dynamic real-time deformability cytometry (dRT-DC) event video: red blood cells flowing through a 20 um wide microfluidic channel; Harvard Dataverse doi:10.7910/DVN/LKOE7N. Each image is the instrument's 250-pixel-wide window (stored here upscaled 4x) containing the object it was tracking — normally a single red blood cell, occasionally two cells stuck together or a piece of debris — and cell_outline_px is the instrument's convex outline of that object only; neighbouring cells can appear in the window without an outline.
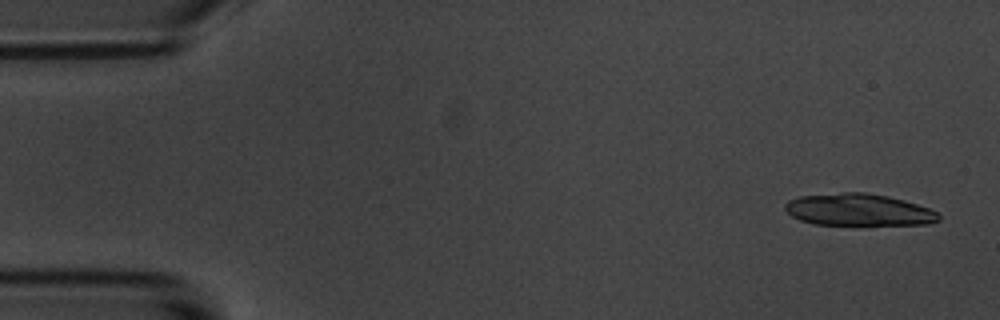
{"species": "common noctule bat (a hibernating species)", "species_latin": "Nyctalus noctula", "temperature_condition": "room temperature", "stored_images_in_passage": 5, "camera_frame_rate_fps": 3000, "um_per_image_px": 0.085, "animal": {"sex": "male", "body_mass_g": 20.1, "forearm_length_mm": 53.5}, "frame": {"image": 1, "passage_image": 1, "time_ms": 0.0, "image_size_px": [1000, 320], "cell_outline_px": [[940, 220], [928, 224], [812, 224], [800, 220], [792, 216], [784, 208], [784, 204], [788, 200], [800, 196], [844, 192], [864, 192], [888, 196], [904, 200], [928, 208], [936, 212], [940, 216]], "centroid_in_image_um": [72.95, 17.82], "position_along_channel_um": 12.1, "area_um2": 28.44}}